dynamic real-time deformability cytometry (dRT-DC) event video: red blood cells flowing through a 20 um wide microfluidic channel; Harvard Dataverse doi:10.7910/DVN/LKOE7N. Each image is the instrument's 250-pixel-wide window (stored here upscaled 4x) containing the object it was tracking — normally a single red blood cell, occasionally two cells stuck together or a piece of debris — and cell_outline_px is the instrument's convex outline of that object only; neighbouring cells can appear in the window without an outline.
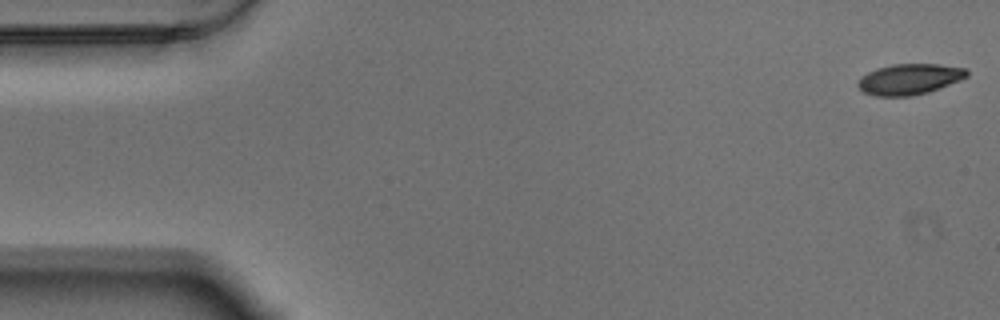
{"species": "Egyptian fruit bat (a non-hibernating species)", "species_latin": "Rousettus aegyptiacus", "temperature_condition": "warm", "stored_images_in_passage": 53, "camera_frame_rate_fps": 3000, "um_per_image_px": 0.085, "animal": {"sex": "male"}, "frame": {"image": 1, "passage_image": 1, "time_ms": 0.0, "image_size_px": [1000, 320], "cell_outline_px": [[968, 76], [960, 80], [928, 92], [912, 96], [876, 96], [864, 92], [856, 84], [868, 72], [876, 68], [892, 64], [940, 64], [964, 68], [968, 72]], "centroid_in_image_um": [77.31, 6.73], "position_along_channel_um": 7.7, "area_um2": 19.36}}
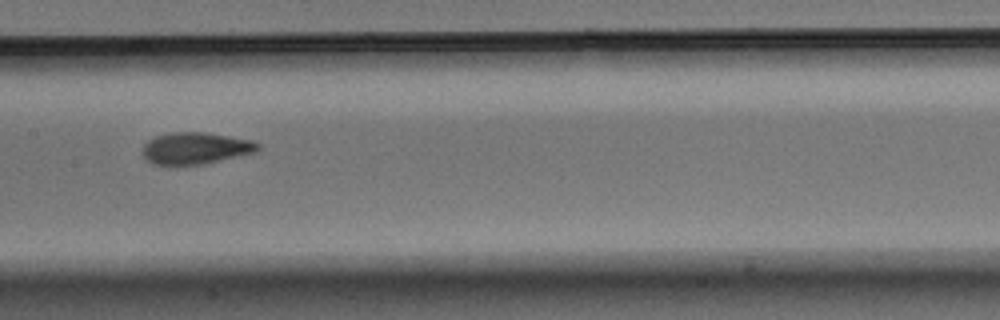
{"frame": {"image": 2, "passage_image": 28, "time_ms": 9.0, "image_size_px": [1000, 320], "cell_outline_px": [[260, 148], [252, 152], [236, 156], [200, 164], [152, 164], [144, 156], [144, 144], [148, 140], [156, 136], [172, 132], [204, 132], [252, 140], [260, 144]], "centroid_in_image_um": [16.6, 12.58], "position_along_channel_um": 190.8, "area_um2": 20.75}}
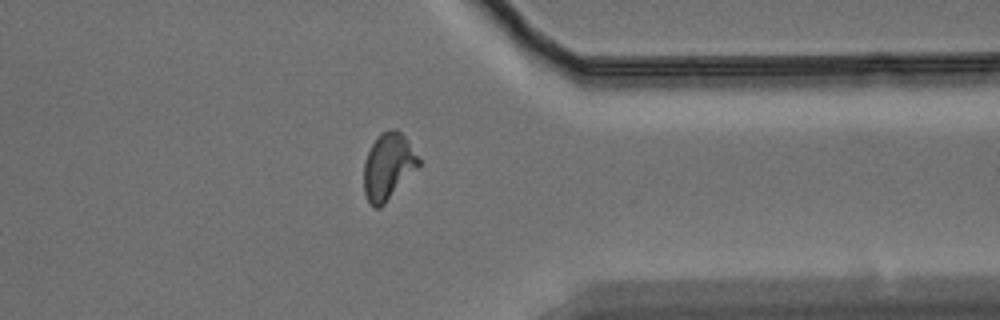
{"frame": {"image": 3, "passage_image": 45, "time_ms": 14.667, "image_size_px": [1000, 320], "cell_outline_px": [[420, 168], [380, 208], [372, 208], [364, 192], [364, 164], [368, 152], [376, 136], [380, 132], [388, 128], [396, 128], [404, 136], [420, 160]], "centroid_in_image_um": [33.0, 14.15], "position_along_channel_um": 378.4, "area_um2": 21.5}, "authors_computed_cell_mechanics": {"area_um2": 20.9236, "velocity_mm_per_s": 3.4577, "shape_relaxation_time_tau1_ms": 5.7224, "shape_relaxation_time_tau2_ms": 1.7535, "deformation_change_tau1": 0.1807, "deformation_change_tau2": 0.0811}}